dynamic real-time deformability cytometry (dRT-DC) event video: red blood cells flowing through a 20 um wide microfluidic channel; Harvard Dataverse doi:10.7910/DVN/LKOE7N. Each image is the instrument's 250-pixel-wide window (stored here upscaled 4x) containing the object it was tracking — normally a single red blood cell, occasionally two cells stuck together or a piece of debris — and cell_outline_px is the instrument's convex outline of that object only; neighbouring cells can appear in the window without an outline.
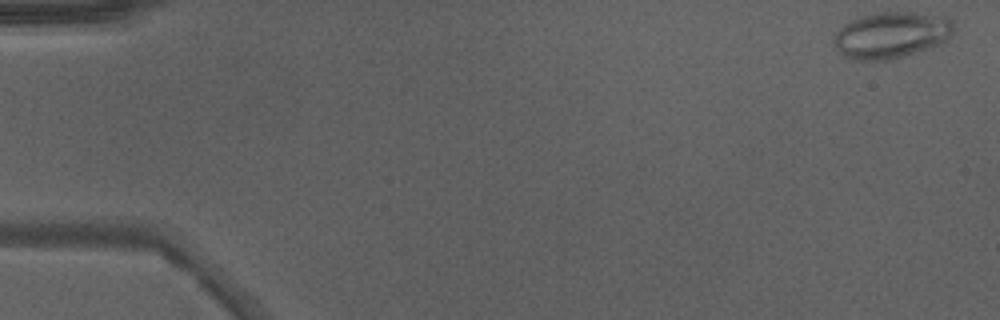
{"species": "Egyptian fruit bat (a non-hibernating species)", "species_latin": "Rousettus aegyptiacus", "temperature_condition": "warm", "stored_images_in_passage": 47, "camera_frame_rate_fps": 3000, "um_per_image_px": 0.085, "animal": {"sex": "male"}, "frame": {"image": 1, "passage_image": 1, "time_ms": 0.0, "image_size_px": [1000, 320], "cell_outline_px": [[952, 32], [948, 40], [940, 44], [928, 48], [888, 60], [848, 60], [836, 48], [832, 40], [836, 32], [844, 24], [860, 16], [876, 12], [912, 12], [948, 16], [952, 24]], "centroid_in_image_um": [75.73, 2.97], "position_along_channel_um": 9.3, "area_um2": 32.43}}
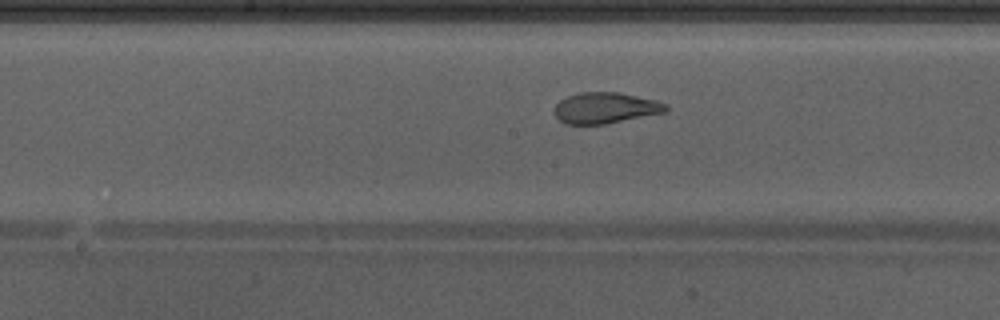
{"frame": {"image": 2, "passage_image": 25, "time_ms": 8.0, "image_size_px": [1000, 320], "cell_outline_px": [[668, 112], [604, 124], [564, 124], [556, 116], [556, 104], [560, 100], [568, 96], [580, 92], [620, 92], [656, 100], [668, 104]], "centroid_in_image_um": [51.51, 9.17], "position_along_channel_um": 196.7, "area_um2": 20.17}}
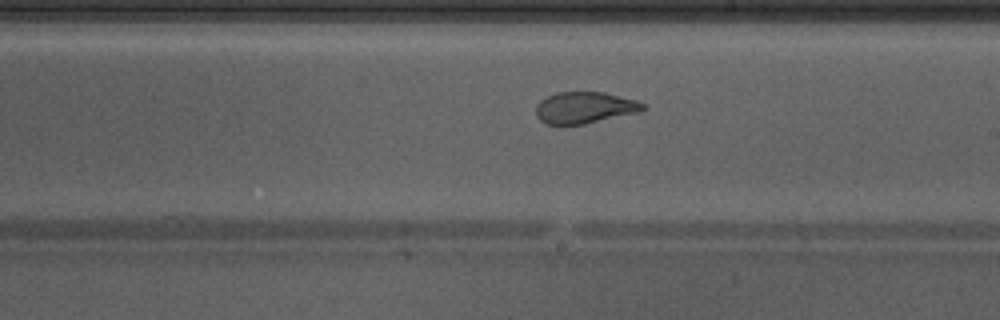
{"frame": {"image": 3, "passage_image": 28, "time_ms": 9.0, "image_size_px": [1000, 320], "cell_outline_px": [[648, 108], [640, 112], [584, 124], [548, 124], [540, 120], [536, 116], [536, 104], [540, 100], [556, 92], [604, 92], [636, 100], [644, 104]], "centroid_in_image_um": [49.71, 9.14], "position_along_channel_um": 239.3, "area_um2": 19.71}, "authors_computed_cell_mechanics": {"area_um2": 23.2356, "velocity_mm_per_s": 4.275, "shape_relaxation_time_tau1_ms": null, "shape_relaxation_time_tau2_ms": 1.0045, "deformation_change_tau1": null, "deformation_change_tau2": 0.0698}}